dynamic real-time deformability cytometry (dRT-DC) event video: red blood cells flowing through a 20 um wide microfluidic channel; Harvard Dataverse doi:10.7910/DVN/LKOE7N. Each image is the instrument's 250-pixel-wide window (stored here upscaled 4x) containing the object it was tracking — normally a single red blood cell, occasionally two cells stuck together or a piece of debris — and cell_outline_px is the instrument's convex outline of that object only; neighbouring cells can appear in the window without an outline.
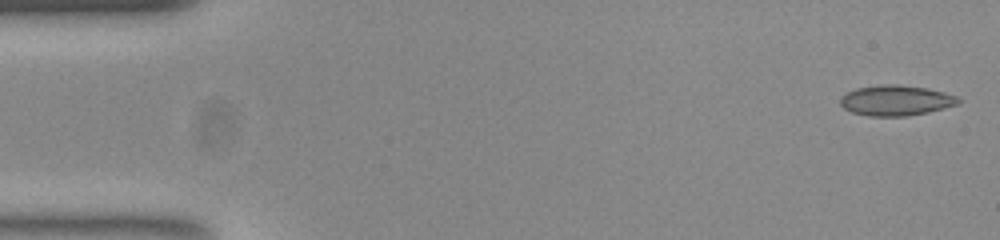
{"species": "common noctule bat (a hibernating species)", "species_latin": "Nyctalus noctula", "temperature_condition": "room temperature", "stored_images_in_passage": 47, "camera_frame_rate_fps": 3000, "um_per_image_px": 0.085, "animal": {"sex": "female", "body_mass_g": 23.0, "forearm_length_mm": 53.4}, "frame": {"image": 1, "passage_image": 1, "time_ms": 0.0, "image_size_px": [1000, 240], "cell_outline_px": [[964, 100], [960, 104], [928, 112], [908, 116], [868, 116], [852, 112], [844, 108], [840, 104], [840, 96], [856, 88], [880, 84], [896, 84], [928, 88], [944, 92], [956, 96]], "centroid_in_image_um": [76.18, 8.53], "position_along_channel_um": 8.8, "area_um2": 21.15}}
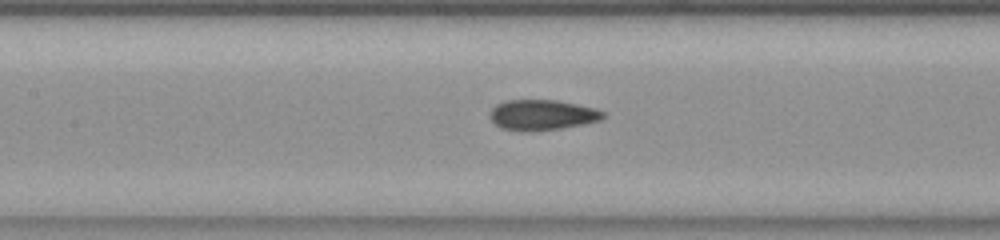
{"frame": {"image": 2, "passage_image": 23, "time_ms": 7.333, "image_size_px": [1000, 240], "cell_outline_px": [[604, 116], [600, 120], [584, 124], [536, 132], [520, 132], [500, 128], [492, 120], [492, 108], [496, 104], [504, 100], [556, 100], [596, 108], [604, 112]], "centroid_in_image_um": [46.07, 9.78], "position_along_channel_um": 161.3, "area_um2": 20.17}}
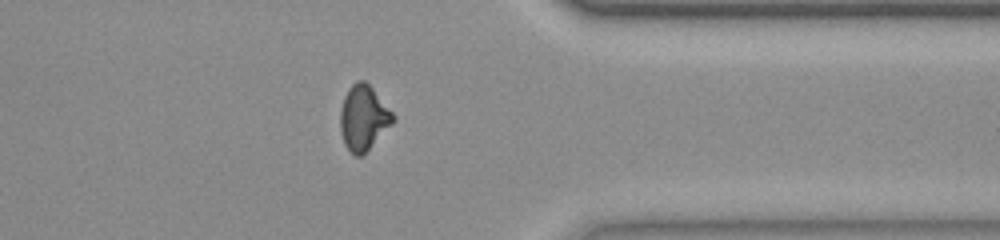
{"frame": {"image": 3, "passage_image": 41, "time_ms": 13.333, "image_size_px": [1000, 240], "cell_outline_px": [[396, 120], [360, 156], [356, 156], [344, 144], [340, 132], [340, 108], [344, 96], [348, 88], [356, 80], [364, 80], [372, 88], [396, 116]], "centroid_in_image_um": [30.88, 9.98], "position_along_channel_um": 380.5, "area_um2": 19.77}}